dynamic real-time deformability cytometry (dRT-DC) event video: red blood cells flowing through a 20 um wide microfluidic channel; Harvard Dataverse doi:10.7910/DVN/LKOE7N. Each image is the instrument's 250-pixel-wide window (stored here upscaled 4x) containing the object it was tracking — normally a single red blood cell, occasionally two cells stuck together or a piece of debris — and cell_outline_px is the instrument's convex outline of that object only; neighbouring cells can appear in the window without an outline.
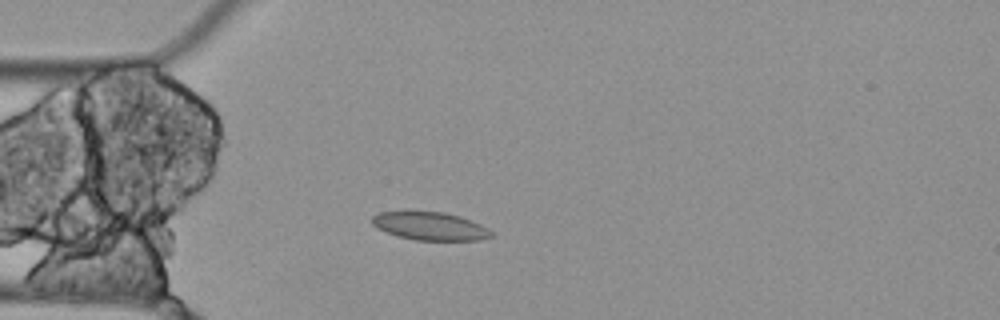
{"species": "Egyptian fruit bat (a non-hibernating species)", "species_latin": "Rousettus aegyptiacus", "temperature_condition": "cold", "stored_images_in_passage": 4, "camera_frame_rate_fps": 3000, "um_per_image_px": 0.085, "animal": {"sex": "female"}, "frame": {"image": 1, "passage_image": 4, "time_ms": 1.0, "image_size_px": [1000, 320], "cell_outline_px": [[492, 236], [480, 240], [416, 240], [396, 236], [376, 228], [372, 224], [372, 216], [380, 212], [408, 208], [444, 212], [460, 216], [480, 224], [488, 228], [492, 232]], "centroid_in_image_um": [36.47, 19.17], "position_along_channel_um": 48.5, "area_um2": 20.35}}